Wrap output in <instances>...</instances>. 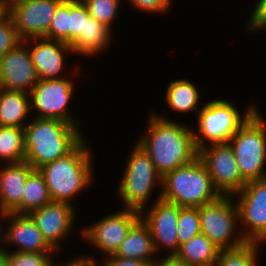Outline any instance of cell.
Wrapping results in <instances>:
<instances>
[{
	"mask_svg": "<svg viewBox=\"0 0 266 266\" xmlns=\"http://www.w3.org/2000/svg\"><path fill=\"white\" fill-rule=\"evenodd\" d=\"M163 114L156 110L150 112L146 132L136 140L162 177L198 157L190 124L170 119L165 116L168 113Z\"/></svg>",
	"mask_w": 266,
	"mask_h": 266,
	"instance_id": "6da1fadb",
	"label": "cell"
},
{
	"mask_svg": "<svg viewBox=\"0 0 266 266\" xmlns=\"http://www.w3.org/2000/svg\"><path fill=\"white\" fill-rule=\"evenodd\" d=\"M87 139L85 136L65 156L39 168L52 201L68 202L75 206L76 197L91 188L95 181L93 149Z\"/></svg>",
	"mask_w": 266,
	"mask_h": 266,
	"instance_id": "7a4b0ae2",
	"label": "cell"
},
{
	"mask_svg": "<svg viewBox=\"0 0 266 266\" xmlns=\"http://www.w3.org/2000/svg\"><path fill=\"white\" fill-rule=\"evenodd\" d=\"M80 126L32 116L24 127L25 161L39 169L65 156L85 137Z\"/></svg>",
	"mask_w": 266,
	"mask_h": 266,
	"instance_id": "3957f363",
	"label": "cell"
},
{
	"mask_svg": "<svg viewBox=\"0 0 266 266\" xmlns=\"http://www.w3.org/2000/svg\"><path fill=\"white\" fill-rule=\"evenodd\" d=\"M219 196L209 171L199 157L162 177L161 198L180 207L198 208Z\"/></svg>",
	"mask_w": 266,
	"mask_h": 266,
	"instance_id": "277c9868",
	"label": "cell"
},
{
	"mask_svg": "<svg viewBox=\"0 0 266 266\" xmlns=\"http://www.w3.org/2000/svg\"><path fill=\"white\" fill-rule=\"evenodd\" d=\"M128 155L126 164L122 167L124 171L118 183L117 198H120L122 208L141 212L153 203L150 201L154 198V189H162V176L156 171L147 152L136 141Z\"/></svg>",
	"mask_w": 266,
	"mask_h": 266,
	"instance_id": "5b68a950",
	"label": "cell"
},
{
	"mask_svg": "<svg viewBox=\"0 0 266 266\" xmlns=\"http://www.w3.org/2000/svg\"><path fill=\"white\" fill-rule=\"evenodd\" d=\"M257 108L251 103L243 112H240V109L227 98L206 101L196 113L198 114L197 128L192 127L195 147L199 150L210 144L228 143Z\"/></svg>",
	"mask_w": 266,
	"mask_h": 266,
	"instance_id": "8992f818",
	"label": "cell"
},
{
	"mask_svg": "<svg viewBox=\"0 0 266 266\" xmlns=\"http://www.w3.org/2000/svg\"><path fill=\"white\" fill-rule=\"evenodd\" d=\"M257 108L229 139L242 177L266 178V120Z\"/></svg>",
	"mask_w": 266,
	"mask_h": 266,
	"instance_id": "52a82bcc",
	"label": "cell"
},
{
	"mask_svg": "<svg viewBox=\"0 0 266 266\" xmlns=\"http://www.w3.org/2000/svg\"><path fill=\"white\" fill-rule=\"evenodd\" d=\"M198 209L201 233L220 250L238 248L246 243L239 228L238 207L233 196L221 195Z\"/></svg>",
	"mask_w": 266,
	"mask_h": 266,
	"instance_id": "ba28073f",
	"label": "cell"
},
{
	"mask_svg": "<svg viewBox=\"0 0 266 266\" xmlns=\"http://www.w3.org/2000/svg\"><path fill=\"white\" fill-rule=\"evenodd\" d=\"M77 84L68 76L60 79H38L29 92L32 116L62 120L73 125H82L79 118L68 109ZM35 110V111H34ZM75 117V118H74Z\"/></svg>",
	"mask_w": 266,
	"mask_h": 266,
	"instance_id": "9c48e42d",
	"label": "cell"
},
{
	"mask_svg": "<svg viewBox=\"0 0 266 266\" xmlns=\"http://www.w3.org/2000/svg\"><path fill=\"white\" fill-rule=\"evenodd\" d=\"M233 198L245 241L266 245V178L248 181Z\"/></svg>",
	"mask_w": 266,
	"mask_h": 266,
	"instance_id": "30bf717a",
	"label": "cell"
},
{
	"mask_svg": "<svg viewBox=\"0 0 266 266\" xmlns=\"http://www.w3.org/2000/svg\"><path fill=\"white\" fill-rule=\"evenodd\" d=\"M118 210L79 230L81 240L103 253V258L116 253L128 231L140 219L139 211L126 208Z\"/></svg>",
	"mask_w": 266,
	"mask_h": 266,
	"instance_id": "8fae6325",
	"label": "cell"
},
{
	"mask_svg": "<svg viewBox=\"0 0 266 266\" xmlns=\"http://www.w3.org/2000/svg\"><path fill=\"white\" fill-rule=\"evenodd\" d=\"M215 189L220 195L238 193L247 183L242 177L229 143L210 144L198 150Z\"/></svg>",
	"mask_w": 266,
	"mask_h": 266,
	"instance_id": "7c38bea8",
	"label": "cell"
},
{
	"mask_svg": "<svg viewBox=\"0 0 266 266\" xmlns=\"http://www.w3.org/2000/svg\"><path fill=\"white\" fill-rule=\"evenodd\" d=\"M153 203L140 212V218L149 227L154 242L155 250L160 256V251L166 250L167 256L175 255L179 250L177 236L179 206L161 198V191Z\"/></svg>",
	"mask_w": 266,
	"mask_h": 266,
	"instance_id": "4fadbf2b",
	"label": "cell"
},
{
	"mask_svg": "<svg viewBox=\"0 0 266 266\" xmlns=\"http://www.w3.org/2000/svg\"><path fill=\"white\" fill-rule=\"evenodd\" d=\"M63 0H17L6 7L21 41L46 38L52 18Z\"/></svg>",
	"mask_w": 266,
	"mask_h": 266,
	"instance_id": "5bb4252c",
	"label": "cell"
},
{
	"mask_svg": "<svg viewBox=\"0 0 266 266\" xmlns=\"http://www.w3.org/2000/svg\"><path fill=\"white\" fill-rule=\"evenodd\" d=\"M77 211V206L68 202L52 201L42 208L31 211L29 215L46 242L61 254L63 242L75 233Z\"/></svg>",
	"mask_w": 266,
	"mask_h": 266,
	"instance_id": "9a60e30c",
	"label": "cell"
},
{
	"mask_svg": "<svg viewBox=\"0 0 266 266\" xmlns=\"http://www.w3.org/2000/svg\"><path fill=\"white\" fill-rule=\"evenodd\" d=\"M3 220L9 223L5 222L7 224L2 225L1 251L56 252L43 238L29 214L5 213Z\"/></svg>",
	"mask_w": 266,
	"mask_h": 266,
	"instance_id": "2e32d148",
	"label": "cell"
},
{
	"mask_svg": "<svg viewBox=\"0 0 266 266\" xmlns=\"http://www.w3.org/2000/svg\"><path fill=\"white\" fill-rule=\"evenodd\" d=\"M22 42L30 52L39 79H60L68 76L64 70L68 68L66 66L67 55L73 56L70 45L45 37Z\"/></svg>",
	"mask_w": 266,
	"mask_h": 266,
	"instance_id": "e0dca14e",
	"label": "cell"
},
{
	"mask_svg": "<svg viewBox=\"0 0 266 266\" xmlns=\"http://www.w3.org/2000/svg\"><path fill=\"white\" fill-rule=\"evenodd\" d=\"M38 79L30 52L23 42L0 58V88L29 93Z\"/></svg>",
	"mask_w": 266,
	"mask_h": 266,
	"instance_id": "ac0fdd59",
	"label": "cell"
},
{
	"mask_svg": "<svg viewBox=\"0 0 266 266\" xmlns=\"http://www.w3.org/2000/svg\"><path fill=\"white\" fill-rule=\"evenodd\" d=\"M34 169L26 161L0 164V212L21 214L24 186Z\"/></svg>",
	"mask_w": 266,
	"mask_h": 266,
	"instance_id": "d6986e66",
	"label": "cell"
},
{
	"mask_svg": "<svg viewBox=\"0 0 266 266\" xmlns=\"http://www.w3.org/2000/svg\"><path fill=\"white\" fill-rule=\"evenodd\" d=\"M115 256L147 261L152 265L158 258L151 231L140 218L128 231Z\"/></svg>",
	"mask_w": 266,
	"mask_h": 266,
	"instance_id": "ffe728a7",
	"label": "cell"
},
{
	"mask_svg": "<svg viewBox=\"0 0 266 266\" xmlns=\"http://www.w3.org/2000/svg\"><path fill=\"white\" fill-rule=\"evenodd\" d=\"M112 37V30L88 15L85 18L84 34H80L78 40L71 46L73 55L94 58L100 53H106L103 51L110 48Z\"/></svg>",
	"mask_w": 266,
	"mask_h": 266,
	"instance_id": "44dd1931",
	"label": "cell"
},
{
	"mask_svg": "<svg viewBox=\"0 0 266 266\" xmlns=\"http://www.w3.org/2000/svg\"><path fill=\"white\" fill-rule=\"evenodd\" d=\"M30 114L29 93L0 88V126L24 128L32 118Z\"/></svg>",
	"mask_w": 266,
	"mask_h": 266,
	"instance_id": "7402d4cb",
	"label": "cell"
},
{
	"mask_svg": "<svg viewBox=\"0 0 266 266\" xmlns=\"http://www.w3.org/2000/svg\"><path fill=\"white\" fill-rule=\"evenodd\" d=\"M164 93V103L169 106V109L171 108V111L173 110L172 112L186 115L188 112L198 113L200 111L198 105L201 104L199 101L201 93L191 80L189 81L187 78L171 80Z\"/></svg>",
	"mask_w": 266,
	"mask_h": 266,
	"instance_id": "603a6c76",
	"label": "cell"
},
{
	"mask_svg": "<svg viewBox=\"0 0 266 266\" xmlns=\"http://www.w3.org/2000/svg\"><path fill=\"white\" fill-rule=\"evenodd\" d=\"M220 249L203 233L181 244L175 256L189 266H214Z\"/></svg>",
	"mask_w": 266,
	"mask_h": 266,
	"instance_id": "cb8c5ba5",
	"label": "cell"
},
{
	"mask_svg": "<svg viewBox=\"0 0 266 266\" xmlns=\"http://www.w3.org/2000/svg\"><path fill=\"white\" fill-rule=\"evenodd\" d=\"M52 202L43 174L34 169L26 180L22 200L21 214H29Z\"/></svg>",
	"mask_w": 266,
	"mask_h": 266,
	"instance_id": "d4e9b609",
	"label": "cell"
},
{
	"mask_svg": "<svg viewBox=\"0 0 266 266\" xmlns=\"http://www.w3.org/2000/svg\"><path fill=\"white\" fill-rule=\"evenodd\" d=\"M24 128L0 126V163L25 161Z\"/></svg>",
	"mask_w": 266,
	"mask_h": 266,
	"instance_id": "484cf974",
	"label": "cell"
},
{
	"mask_svg": "<svg viewBox=\"0 0 266 266\" xmlns=\"http://www.w3.org/2000/svg\"><path fill=\"white\" fill-rule=\"evenodd\" d=\"M263 245L257 242H246L238 248L220 250L214 266H259V250Z\"/></svg>",
	"mask_w": 266,
	"mask_h": 266,
	"instance_id": "4316f807",
	"label": "cell"
},
{
	"mask_svg": "<svg viewBox=\"0 0 266 266\" xmlns=\"http://www.w3.org/2000/svg\"><path fill=\"white\" fill-rule=\"evenodd\" d=\"M122 0H82L85 4L88 13L94 17L98 22L104 24L110 30L113 29V23L118 20V12L121 8Z\"/></svg>",
	"mask_w": 266,
	"mask_h": 266,
	"instance_id": "83f0119b",
	"label": "cell"
},
{
	"mask_svg": "<svg viewBox=\"0 0 266 266\" xmlns=\"http://www.w3.org/2000/svg\"><path fill=\"white\" fill-rule=\"evenodd\" d=\"M179 247L201 233V219L197 207H180L177 223Z\"/></svg>",
	"mask_w": 266,
	"mask_h": 266,
	"instance_id": "f1b7e54d",
	"label": "cell"
},
{
	"mask_svg": "<svg viewBox=\"0 0 266 266\" xmlns=\"http://www.w3.org/2000/svg\"><path fill=\"white\" fill-rule=\"evenodd\" d=\"M46 38L69 45V0H63L58 5Z\"/></svg>",
	"mask_w": 266,
	"mask_h": 266,
	"instance_id": "f546056e",
	"label": "cell"
},
{
	"mask_svg": "<svg viewBox=\"0 0 266 266\" xmlns=\"http://www.w3.org/2000/svg\"><path fill=\"white\" fill-rule=\"evenodd\" d=\"M4 252L8 256L9 266H53L58 256L57 252Z\"/></svg>",
	"mask_w": 266,
	"mask_h": 266,
	"instance_id": "4dcf8cb0",
	"label": "cell"
},
{
	"mask_svg": "<svg viewBox=\"0 0 266 266\" xmlns=\"http://www.w3.org/2000/svg\"><path fill=\"white\" fill-rule=\"evenodd\" d=\"M89 15L82 0H69V45L72 46L84 34L85 18Z\"/></svg>",
	"mask_w": 266,
	"mask_h": 266,
	"instance_id": "1f68e13d",
	"label": "cell"
},
{
	"mask_svg": "<svg viewBox=\"0 0 266 266\" xmlns=\"http://www.w3.org/2000/svg\"><path fill=\"white\" fill-rule=\"evenodd\" d=\"M21 42L12 18L6 13L0 18V58Z\"/></svg>",
	"mask_w": 266,
	"mask_h": 266,
	"instance_id": "d6a6232c",
	"label": "cell"
},
{
	"mask_svg": "<svg viewBox=\"0 0 266 266\" xmlns=\"http://www.w3.org/2000/svg\"><path fill=\"white\" fill-rule=\"evenodd\" d=\"M129 2L132 7L138 9L139 12L148 14H162L168 13L169 9L172 8L174 0H125Z\"/></svg>",
	"mask_w": 266,
	"mask_h": 266,
	"instance_id": "836d02e7",
	"label": "cell"
},
{
	"mask_svg": "<svg viewBox=\"0 0 266 266\" xmlns=\"http://www.w3.org/2000/svg\"><path fill=\"white\" fill-rule=\"evenodd\" d=\"M252 7V12H250L248 22L246 21V29L245 31H249L248 33H261V31L266 30V0H257ZM254 32V33H252Z\"/></svg>",
	"mask_w": 266,
	"mask_h": 266,
	"instance_id": "e575fe53",
	"label": "cell"
},
{
	"mask_svg": "<svg viewBox=\"0 0 266 266\" xmlns=\"http://www.w3.org/2000/svg\"><path fill=\"white\" fill-rule=\"evenodd\" d=\"M101 263V264H100ZM98 266H151L147 261L138 259H128L115 256L114 254L106 256L97 262Z\"/></svg>",
	"mask_w": 266,
	"mask_h": 266,
	"instance_id": "d590c367",
	"label": "cell"
},
{
	"mask_svg": "<svg viewBox=\"0 0 266 266\" xmlns=\"http://www.w3.org/2000/svg\"><path fill=\"white\" fill-rule=\"evenodd\" d=\"M66 260L67 261L64 262L60 261L59 264L54 262L53 266H98L96 257L94 258L93 255L91 256V254L89 255L88 253L87 255L80 254L78 257L75 256L74 258L71 257V259L67 258Z\"/></svg>",
	"mask_w": 266,
	"mask_h": 266,
	"instance_id": "8d00e7d4",
	"label": "cell"
},
{
	"mask_svg": "<svg viewBox=\"0 0 266 266\" xmlns=\"http://www.w3.org/2000/svg\"><path fill=\"white\" fill-rule=\"evenodd\" d=\"M151 266H189L184 261L178 259L175 255L158 257Z\"/></svg>",
	"mask_w": 266,
	"mask_h": 266,
	"instance_id": "74e56055",
	"label": "cell"
},
{
	"mask_svg": "<svg viewBox=\"0 0 266 266\" xmlns=\"http://www.w3.org/2000/svg\"><path fill=\"white\" fill-rule=\"evenodd\" d=\"M0 266H9L8 256L4 251L0 250Z\"/></svg>",
	"mask_w": 266,
	"mask_h": 266,
	"instance_id": "f35d334b",
	"label": "cell"
},
{
	"mask_svg": "<svg viewBox=\"0 0 266 266\" xmlns=\"http://www.w3.org/2000/svg\"><path fill=\"white\" fill-rule=\"evenodd\" d=\"M6 14V5L3 0H0V18Z\"/></svg>",
	"mask_w": 266,
	"mask_h": 266,
	"instance_id": "ab89813d",
	"label": "cell"
},
{
	"mask_svg": "<svg viewBox=\"0 0 266 266\" xmlns=\"http://www.w3.org/2000/svg\"><path fill=\"white\" fill-rule=\"evenodd\" d=\"M3 216H4V213L0 212V245H1L2 223H4Z\"/></svg>",
	"mask_w": 266,
	"mask_h": 266,
	"instance_id": "60d3db41",
	"label": "cell"
},
{
	"mask_svg": "<svg viewBox=\"0 0 266 266\" xmlns=\"http://www.w3.org/2000/svg\"><path fill=\"white\" fill-rule=\"evenodd\" d=\"M3 1H4L5 5L7 7L10 3L15 2L17 0H3Z\"/></svg>",
	"mask_w": 266,
	"mask_h": 266,
	"instance_id": "b9f144b4",
	"label": "cell"
}]
</instances>
